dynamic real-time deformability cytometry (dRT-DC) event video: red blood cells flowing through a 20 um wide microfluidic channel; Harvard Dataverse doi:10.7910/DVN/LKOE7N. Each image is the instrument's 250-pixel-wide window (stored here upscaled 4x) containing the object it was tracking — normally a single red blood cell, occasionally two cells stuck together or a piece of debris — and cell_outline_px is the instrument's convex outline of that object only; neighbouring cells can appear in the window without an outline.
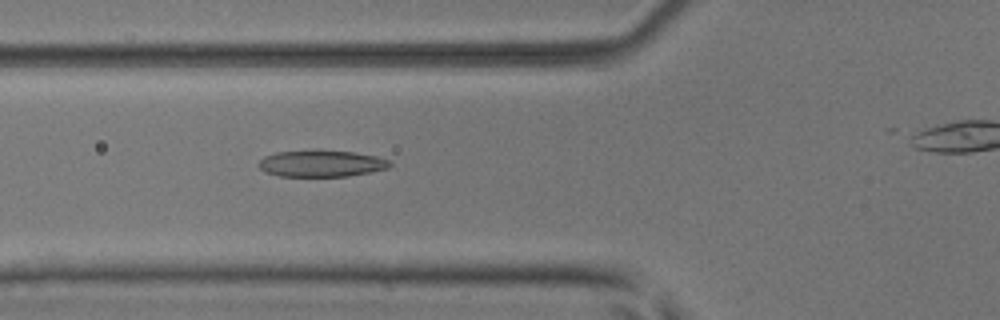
{"species": "common noctule bat (a hibernating species)", "species_latin": "Nyctalus noctula", "temperature_condition": "room temperature", "stored_images_in_passage": 24, "camera_frame_rate_fps": 3000, "um_per_image_px": 0.085, "animal": {"sex": "male", "body_mass_g": 17.9, "forearm_length_mm": 54.2}, "frame": {"image": 1, "passage_image": 20, "time_ms": 6.333, "image_size_px": [1000, 320], "cell_outline_px": [[392, 164], [388, 168], [348, 176], [280, 176], [264, 172], [256, 164], [264, 156], [276, 152], [352, 152], [376, 156], [388, 160]], "centroid_in_image_um": [27.28, 13.93], "position_along_channel_um": 98.5, "area_um2": 19.65}}
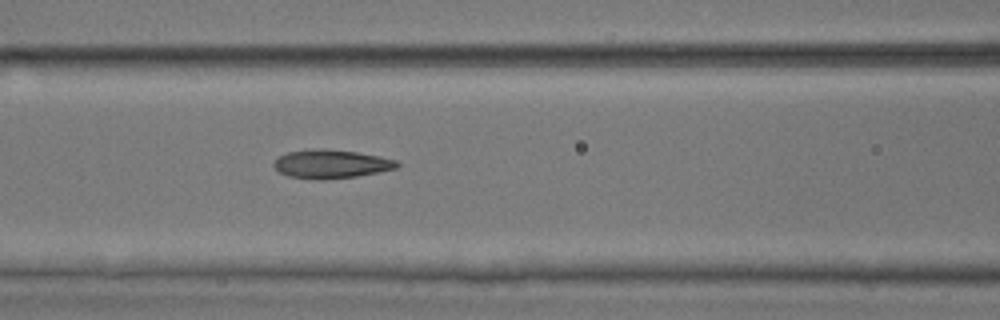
{"frame": {"image": 2, "passage_image": 23, "time_ms": 7.333, "image_size_px": [1000, 320], "cell_outline_px": [[400, 164], [396, 168], [356, 176], [320, 180], [316, 180], [288, 176], [280, 172], [272, 164], [280, 156], [288, 152], [312, 148], [324, 148], [356, 152], [380, 156], [396, 160]], "centroid_in_image_um": [28.13, 13.93], "position_along_channel_um": 138.5, "area_um2": 20.46}}